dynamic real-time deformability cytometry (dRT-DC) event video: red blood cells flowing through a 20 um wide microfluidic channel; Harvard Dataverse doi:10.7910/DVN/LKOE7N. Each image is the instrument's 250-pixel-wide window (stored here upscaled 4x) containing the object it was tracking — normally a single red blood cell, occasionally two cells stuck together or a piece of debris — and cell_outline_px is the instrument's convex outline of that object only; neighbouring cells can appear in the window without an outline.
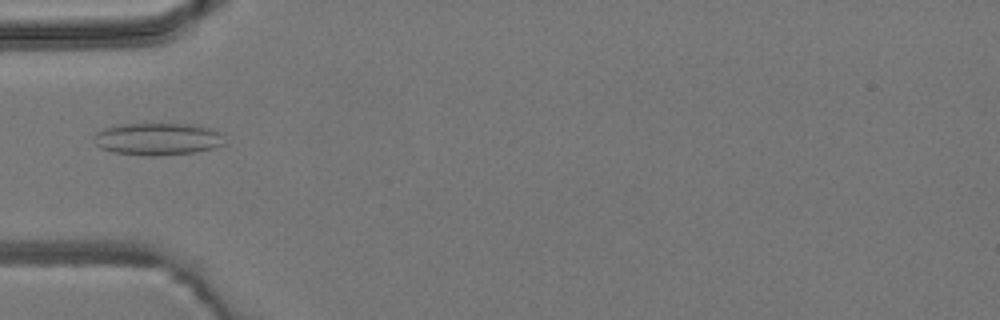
{"species": "common noctule bat (a hibernating species)", "species_latin": "Nyctalus noctula", "temperature_condition": "room temperature", "stored_images_in_passage": 5, "camera_frame_rate_fps": 3000, "um_per_image_px": 0.085, "animal": {"sex": "male", "body_mass_g": 19.2, "forearm_length_mm": 51.8}, "frame": {"image": 1, "passage_image": 5, "time_ms": 5.333, "image_size_px": [1000, 320], "cell_outline_px": [[224, 144], [212, 148], [192, 152], [156, 156], [144, 156], [112, 152], [100, 148], [96, 144], [92, 136], [96, 132], [104, 128], [120, 124], [192, 124], [208, 128], [220, 132]], "centroid_in_image_um": [13.33, 11.82], "position_along_channel_um": 71.7, "area_um2": 24.51}}